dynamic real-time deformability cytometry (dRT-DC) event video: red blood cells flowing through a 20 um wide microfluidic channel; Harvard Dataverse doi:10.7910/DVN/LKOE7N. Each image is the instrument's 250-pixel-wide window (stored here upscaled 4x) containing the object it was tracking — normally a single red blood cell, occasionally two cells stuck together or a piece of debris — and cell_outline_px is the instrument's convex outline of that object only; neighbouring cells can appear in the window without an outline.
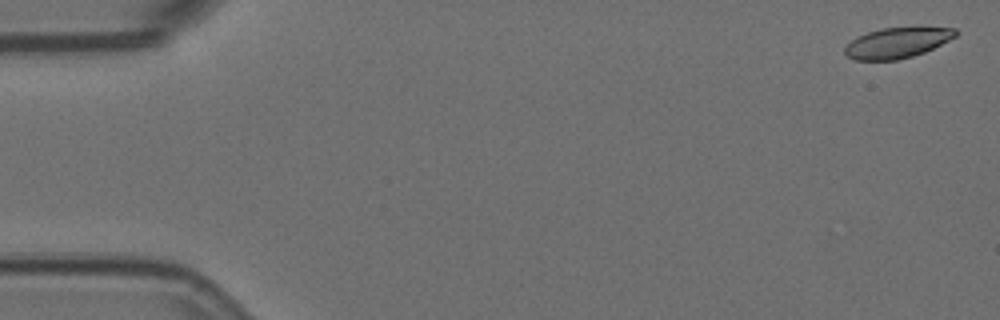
{"species": "Egyptian fruit bat (a non-hibernating species)", "species_latin": "Rousettus aegyptiacus", "temperature_condition": "room temperature", "stored_images_in_passage": 17, "camera_frame_rate_fps": 3000, "um_per_image_px": 0.085, "animal": {"sex": "female"}, "frame": {"image": 1, "passage_image": 2, "time_ms": 0.333, "image_size_px": [1000, 320], "cell_outline_px": [[956, 36], [924, 52], [912, 56], [896, 60], [856, 60], [848, 56], [844, 52], [844, 48], [856, 36], [868, 32], [884, 28], [956, 28]], "centroid_in_image_um": [76.21, 3.65], "position_along_channel_um": 8.8, "area_um2": 19.19}}
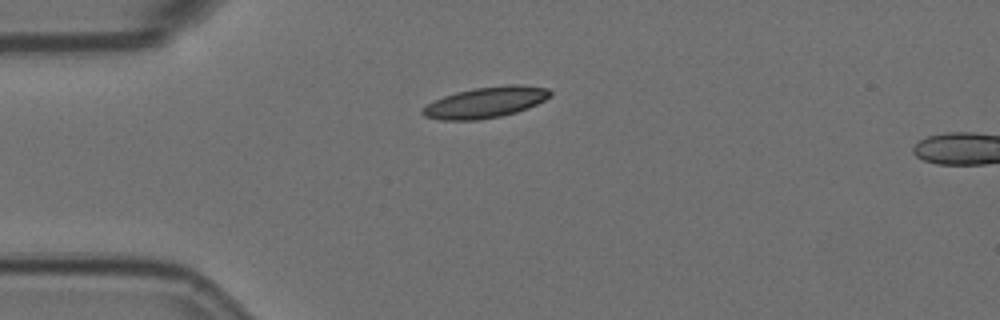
{"frame": {"image": 2, "passage_image": 15, "time_ms": 4.667, "image_size_px": [1000, 320], "cell_outline_px": [[552, 96], [528, 108], [516, 112], [500, 116], [480, 120], [440, 120], [424, 116], [420, 112], [428, 104], [444, 96], [456, 92], [476, 88], [508, 84], [524, 84], [548, 88], [552, 92]], "centroid_in_image_um": [41.32, 8.69], "position_along_channel_um": 43.7, "area_um2": 23.0}}